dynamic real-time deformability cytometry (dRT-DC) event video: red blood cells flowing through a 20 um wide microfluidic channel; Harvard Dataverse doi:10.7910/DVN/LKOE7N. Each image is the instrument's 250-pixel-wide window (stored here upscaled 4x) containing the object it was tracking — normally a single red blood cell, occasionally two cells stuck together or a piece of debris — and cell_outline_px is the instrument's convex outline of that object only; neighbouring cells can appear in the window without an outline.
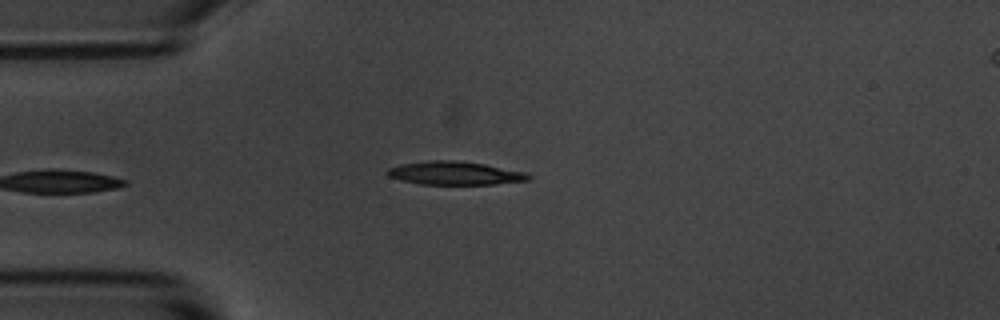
{"species": "common noctule bat (a hibernating species)", "species_latin": "Nyctalus noctula", "temperature_condition": "room temperature", "stored_images_in_passage": 5, "camera_frame_rate_fps": 3000, "um_per_image_px": 0.085, "animal": {"sex": "male", "body_mass_g": 20.1, "forearm_length_mm": 53.5}, "frame": {"image": 1, "passage_image": 5, "time_ms": 4.667, "image_size_px": [1000, 320], "cell_outline_px": [[532, 176], [528, 180], [496, 184], [420, 184], [400, 180], [388, 176], [384, 172], [388, 168], [400, 164], [428, 160], [456, 160], [484, 164], [528, 172]], "centroid_in_image_um": [38.65, 14.71], "position_along_channel_um": 46.3, "area_um2": 19.36}}